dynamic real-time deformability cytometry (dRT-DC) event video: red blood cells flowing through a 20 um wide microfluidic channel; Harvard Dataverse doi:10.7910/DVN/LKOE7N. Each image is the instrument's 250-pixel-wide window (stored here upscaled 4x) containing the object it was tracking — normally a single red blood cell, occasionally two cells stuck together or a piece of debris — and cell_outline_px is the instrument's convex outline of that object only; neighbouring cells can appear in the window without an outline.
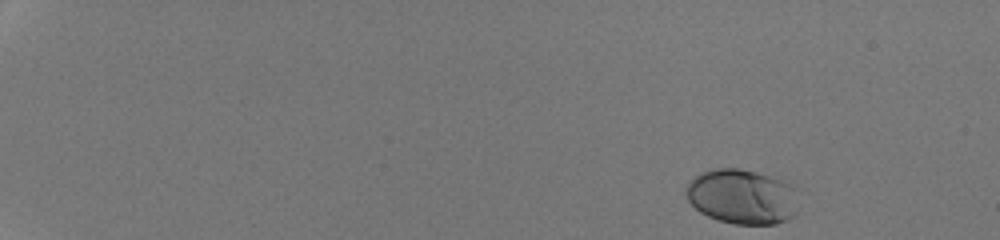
{"species": "human", "species_latin": "Homo sapiens", "temperature_condition": "room temperature", "stored_images_in_passage": 44, "camera_frame_rate_fps": 3000, "um_per_image_px": 0.085, "donor": {"sex": "male"}, "frame": {"image": 1, "passage_image": 1, "time_ms": 0.0, "image_size_px": [1000, 240], "cell_outline_px": [[800, 188], [796, 216], [788, 220], [776, 224], [732, 224], [708, 216], [700, 212], [688, 200], [684, 192], [684, 188], [696, 176], [712, 168], [740, 168], [756, 172], [780, 180]], "centroid_in_image_um": [63.14, 16.72], "position_along_channel_um": 21.9, "area_um2": 36.53}}
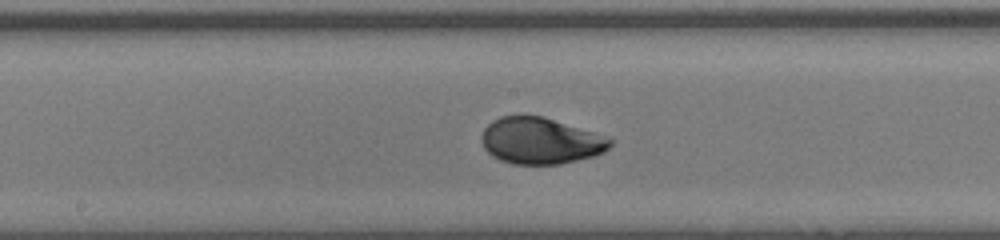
{"frame": {"image": 2, "passage_image": 26, "time_ms": 8.333, "image_size_px": [1000, 240], "cell_outline_px": [[612, 144], [604, 152], [592, 156], [560, 164], [512, 164], [500, 160], [492, 156], [484, 148], [480, 140], [480, 136], [484, 128], [492, 120], [500, 116], [520, 112], [524, 112], [544, 116], [592, 132], [612, 140]], "centroid_in_image_um": [45.85, 11.93], "position_along_channel_um": 202.4, "area_um2": 35.26}}
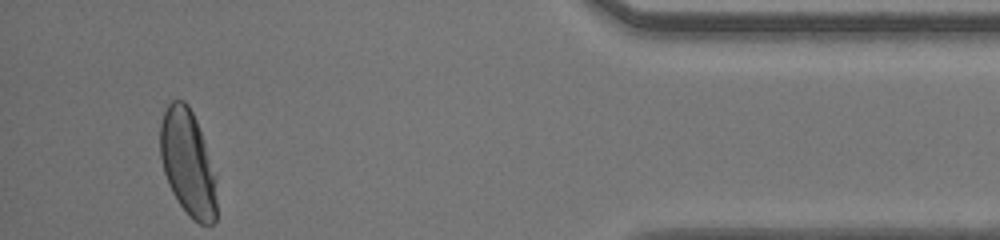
{"frame": {"image": 3, "passage_image": 44, "time_ms": 14.333, "image_size_px": [1000, 240], "cell_outline_px": [[216, 220], [212, 224], [200, 224], [188, 216], [172, 192], [168, 184], [164, 172], [160, 156], [160, 124], [164, 112], [168, 104], [172, 100], [184, 100], [188, 104], [196, 120], [216, 176]], "centroid_in_image_um": [15.96, 13.86], "position_along_channel_um": 419.2, "area_um2": 34.85}, "authors_computed_cell_mechanics": {"area_um2": 34.8534, "velocity_mm_per_s": 4.2838, "shape_relaxation_time_tau1_ms": 2.348, "shape_relaxation_time_tau2_ms": null, "deformation_change_tau1": 0.1341, "deformation_change_tau2": null}}